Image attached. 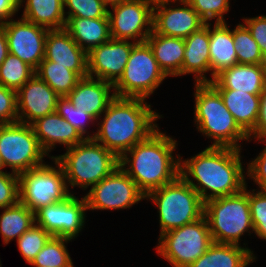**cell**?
<instances>
[{
	"instance_id": "obj_30",
	"label": "cell",
	"mask_w": 266,
	"mask_h": 267,
	"mask_svg": "<svg viewBox=\"0 0 266 267\" xmlns=\"http://www.w3.org/2000/svg\"><path fill=\"white\" fill-rule=\"evenodd\" d=\"M2 209L4 210L0 214V234L3 244H8L13 238L17 240L35 223V213L20 202Z\"/></svg>"
},
{
	"instance_id": "obj_32",
	"label": "cell",
	"mask_w": 266,
	"mask_h": 267,
	"mask_svg": "<svg viewBox=\"0 0 266 267\" xmlns=\"http://www.w3.org/2000/svg\"><path fill=\"white\" fill-rule=\"evenodd\" d=\"M71 240L65 237L52 236L30 265L39 267H73L72 259L65 246Z\"/></svg>"
},
{
	"instance_id": "obj_6",
	"label": "cell",
	"mask_w": 266,
	"mask_h": 267,
	"mask_svg": "<svg viewBox=\"0 0 266 267\" xmlns=\"http://www.w3.org/2000/svg\"><path fill=\"white\" fill-rule=\"evenodd\" d=\"M247 186L237 194L204 202V215L213 242L239 245L245 232L254 231Z\"/></svg>"
},
{
	"instance_id": "obj_24",
	"label": "cell",
	"mask_w": 266,
	"mask_h": 267,
	"mask_svg": "<svg viewBox=\"0 0 266 267\" xmlns=\"http://www.w3.org/2000/svg\"><path fill=\"white\" fill-rule=\"evenodd\" d=\"M64 29L86 53L111 39L109 18L66 17Z\"/></svg>"
},
{
	"instance_id": "obj_14",
	"label": "cell",
	"mask_w": 266,
	"mask_h": 267,
	"mask_svg": "<svg viewBox=\"0 0 266 267\" xmlns=\"http://www.w3.org/2000/svg\"><path fill=\"white\" fill-rule=\"evenodd\" d=\"M85 198L71 194L63 202L41 207L35 212V223L55 237L74 239L85 224Z\"/></svg>"
},
{
	"instance_id": "obj_15",
	"label": "cell",
	"mask_w": 266,
	"mask_h": 267,
	"mask_svg": "<svg viewBox=\"0 0 266 267\" xmlns=\"http://www.w3.org/2000/svg\"><path fill=\"white\" fill-rule=\"evenodd\" d=\"M2 26L7 37L8 52L36 70L45 58V40L49 30L22 17L17 21L10 19Z\"/></svg>"
},
{
	"instance_id": "obj_10",
	"label": "cell",
	"mask_w": 266,
	"mask_h": 267,
	"mask_svg": "<svg viewBox=\"0 0 266 267\" xmlns=\"http://www.w3.org/2000/svg\"><path fill=\"white\" fill-rule=\"evenodd\" d=\"M55 166H42L18 174L19 202L34 213L43 206L63 202L72 193L66 185L61 165L53 159Z\"/></svg>"
},
{
	"instance_id": "obj_22",
	"label": "cell",
	"mask_w": 266,
	"mask_h": 267,
	"mask_svg": "<svg viewBox=\"0 0 266 267\" xmlns=\"http://www.w3.org/2000/svg\"><path fill=\"white\" fill-rule=\"evenodd\" d=\"M31 125L47 156L57 143L65 145L68 149L86 138L57 112L38 118Z\"/></svg>"
},
{
	"instance_id": "obj_28",
	"label": "cell",
	"mask_w": 266,
	"mask_h": 267,
	"mask_svg": "<svg viewBox=\"0 0 266 267\" xmlns=\"http://www.w3.org/2000/svg\"><path fill=\"white\" fill-rule=\"evenodd\" d=\"M228 111L238 125L249 134L256 126L260 108V94L240 90H217Z\"/></svg>"
},
{
	"instance_id": "obj_2",
	"label": "cell",
	"mask_w": 266,
	"mask_h": 267,
	"mask_svg": "<svg viewBox=\"0 0 266 267\" xmlns=\"http://www.w3.org/2000/svg\"><path fill=\"white\" fill-rule=\"evenodd\" d=\"M99 128L93 138L119 159L137 143L146 140L159 127L155 124L159 115L142 98L115 96L103 113Z\"/></svg>"
},
{
	"instance_id": "obj_46",
	"label": "cell",
	"mask_w": 266,
	"mask_h": 267,
	"mask_svg": "<svg viewBox=\"0 0 266 267\" xmlns=\"http://www.w3.org/2000/svg\"><path fill=\"white\" fill-rule=\"evenodd\" d=\"M8 42L4 27L0 25V65L8 55Z\"/></svg>"
},
{
	"instance_id": "obj_1",
	"label": "cell",
	"mask_w": 266,
	"mask_h": 267,
	"mask_svg": "<svg viewBox=\"0 0 266 267\" xmlns=\"http://www.w3.org/2000/svg\"><path fill=\"white\" fill-rule=\"evenodd\" d=\"M240 151L232 147H206L190 159L183 161L180 158L179 175L196 190L204 202L237 194L248 184ZM208 190L210 193H207Z\"/></svg>"
},
{
	"instance_id": "obj_34",
	"label": "cell",
	"mask_w": 266,
	"mask_h": 267,
	"mask_svg": "<svg viewBox=\"0 0 266 267\" xmlns=\"http://www.w3.org/2000/svg\"><path fill=\"white\" fill-rule=\"evenodd\" d=\"M34 74L31 66L8 53L0 65V84L18 91Z\"/></svg>"
},
{
	"instance_id": "obj_9",
	"label": "cell",
	"mask_w": 266,
	"mask_h": 267,
	"mask_svg": "<svg viewBox=\"0 0 266 267\" xmlns=\"http://www.w3.org/2000/svg\"><path fill=\"white\" fill-rule=\"evenodd\" d=\"M158 241L157 253L173 267H187L202 256L213 243L205 215L159 235Z\"/></svg>"
},
{
	"instance_id": "obj_12",
	"label": "cell",
	"mask_w": 266,
	"mask_h": 267,
	"mask_svg": "<svg viewBox=\"0 0 266 267\" xmlns=\"http://www.w3.org/2000/svg\"><path fill=\"white\" fill-rule=\"evenodd\" d=\"M87 209H125L146 199L137 184L118 166L111 174L91 187L84 196Z\"/></svg>"
},
{
	"instance_id": "obj_16",
	"label": "cell",
	"mask_w": 266,
	"mask_h": 267,
	"mask_svg": "<svg viewBox=\"0 0 266 267\" xmlns=\"http://www.w3.org/2000/svg\"><path fill=\"white\" fill-rule=\"evenodd\" d=\"M135 44L111 38L91 49L87 53L88 76L114 84L122 75Z\"/></svg>"
},
{
	"instance_id": "obj_23",
	"label": "cell",
	"mask_w": 266,
	"mask_h": 267,
	"mask_svg": "<svg viewBox=\"0 0 266 267\" xmlns=\"http://www.w3.org/2000/svg\"><path fill=\"white\" fill-rule=\"evenodd\" d=\"M185 52L181 75L194 74L195 83L210 82L204 74L211 71L209 57V23L184 39Z\"/></svg>"
},
{
	"instance_id": "obj_37",
	"label": "cell",
	"mask_w": 266,
	"mask_h": 267,
	"mask_svg": "<svg viewBox=\"0 0 266 267\" xmlns=\"http://www.w3.org/2000/svg\"><path fill=\"white\" fill-rule=\"evenodd\" d=\"M56 112L63 117L66 121H68L72 126H74L80 134L85 137L84 135L87 132L85 129L87 126V122H94V118L87 114L84 110L77 108L74 104L69 101V99L64 96L60 97L57 101Z\"/></svg>"
},
{
	"instance_id": "obj_21",
	"label": "cell",
	"mask_w": 266,
	"mask_h": 267,
	"mask_svg": "<svg viewBox=\"0 0 266 267\" xmlns=\"http://www.w3.org/2000/svg\"><path fill=\"white\" fill-rule=\"evenodd\" d=\"M216 90H240L261 94L266 86V64H236L209 82Z\"/></svg>"
},
{
	"instance_id": "obj_33",
	"label": "cell",
	"mask_w": 266,
	"mask_h": 267,
	"mask_svg": "<svg viewBox=\"0 0 266 267\" xmlns=\"http://www.w3.org/2000/svg\"><path fill=\"white\" fill-rule=\"evenodd\" d=\"M233 41L238 64H266L260 47L245 24H238L233 30Z\"/></svg>"
},
{
	"instance_id": "obj_19",
	"label": "cell",
	"mask_w": 266,
	"mask_h": 267,
	"mask_svg": "<svg viewBox=\"0 0 266 267\" xmlns=\"http://www.w3.org/2000/svg\"><path fill=\"white\" fill-rule=\"evenodd\" d=\"M45 59L76 72L81 78L88 76L87 53L65 29L49 30L45 40Z\"/></svg>"
},
{
	"instance_id": "obj_27",
	"label": "cell",
	"mask_w": 266,
	"mask_h": 267,
	"mask_svg": "<svg viewBox=\"0 0 266 267\" xmlns=\"http://www.w3.org/2000/svg\"><path fill=\"white\" fill-rule=\"evenodd\" d=\"M255 258L247 247L213 242L202 256L187 267H247Z\"/></svg>"
},
{
	"instance_id": "obj_17",
	"label": "cell",
	"mask_w": 266,
	"mask_h": 267,
	"mask_svg": "<svg viewBox=\"0 0 266 267\" xmlns=\"http://www.w3.org/2000/svg\"><path fill=\"white\" fill-rule=\"evenodd\" d=\"M60 96L34 74L17 91L18 122L31 125L38 118L56 112Z\"/></svg>"
},
{
	"instance_id": "obj_35",
	"label": "cell",
	"mask_w": 266,
	"mask_h": 267,
	"mask_svg": "<svg viewBox=\"0 0 266 267\" xmlns=\"http://www.w3.org/2000/svg\"><path fill=\"white\" fill-rule=\"evenodd\" d=\"M52 235L43 227L34 223L16 241L17 246L27 263H31Z\"/></svg>"
},
{
	"instance_id": "obj_11",
	"label": "cell",
	"mask_w": 266,
	"mask_h": 267,
	"mask_svg": "<svg viewBox=\"0 0 266 267\" xmlns=\"http://www.w3.org/2000/svg\"><path fill=\"white\" fill-rule=\"evenodd\" d=\"M46 155L32 125L21 122L0 124V156L4 168L9 166L13 173L20 174L44 165Z\"/></svg>"
},
{
	"instance_id": "obj_42",
	"label": "cell",
	"mask_w": 266,
	"mask_h": 267,
	"mask_svg": "<svg viewBox=\"0 0 266 267\" xmlns=\"http://www.w3.org/2000/svg\"><path fill=\"white\" fill-rule=\"evenodd\" d=\"M260 142H265L266 144V140H261ZM247 165V176L256 182L260 191L266 192V145L263 151Z\"/></svg>"
},
{
	"instance_id": "obj_43",
	"label": "cell",
	"mask_w": 266,
	"mask_h": 267,
	"mask_svg": "<svg viewBox=\"0 0 266 267\" xmlns=\"http://www.w3.org/2000/svg\"><path fill=\"white\" fill-rule=\"evenodd\" d=\"M243 20L266 59V16L243 18Z\"/></svg>"
},
{
	"instance_id": "obj_13",
	"label": "cell",
	"mask_w": 266,
	"mask_h": 267,
	"mask_svg": "<svg viewBox=\"0 0 266 267\" xmlns=\"http://www.w3.org/2000/svg\"><path fill=\"white\" fill-rule=\"evenodd\" d=\"M111 7L113 10H108L111 38L145 42L153 31V7L143 0H124Z\"/></svg>"
},
{
	"instance_id": "obj_8",
	"label": "cell",
	"mask_w": 266,
	"mask_h": 267,
	"mask_svg": "<svg viewBox=\"0 0 266 267\" xmlns=\"http://www.w3.org/2000/svg\"><path fill=\"white\" fill-rule=\"evenodd\" d=\"M167 77L149 44L139 42L133 46L122 75L113 84V92L118 97L146 99Z\"/></svg>"
},
{
	"instance_id": "obj_44",
	"label": "cell",
	"mask_w": 266,
	"mask_h": 267,
	"mask_svg": "<svg viewBox=\"0 0 266 267\" xmlns=\"http://www.w3.org/2000/svg\"><path fill=\"white\" fill-rule=\"evenodd\" d=\"M248 135L250 141L252 138H257L258 141L261 139L266 140V86L260 94L258 121L255 128Z\"/></svg>"
},
{
	"instance_id": "obj_39",
	"label": "cell",
	"mask_w": 266,
	"mask_h": 267,
	"mask_svg": "<svg viewBox=\"0 0 266 267\" xmlns=\"http://www.w3.org/2000/svg\"><path fill=\"white\" fill-rule=\"evenodd\" d=\"M248 190L249 206L254 233L260 238L266 240V192Z\"/></svg>"
},
{
	"instance_id": "obj_18",
	"label": "cell",
	"mask_w": 266,
	"mask_h": 267,
	"mask_svg": "<svg viewBox=\"0 0 266 267\" xmlns=\"http://www.w3.org/2000/svg\"><path fill=\"white\" fill-rule=\"evenodd\" d=\"M177 3H181L183 7L172 8L170 2L153 7V31L155 33L185 39L205 25L186 0H177Z\"/></svg>"
},
{
	"instance_id": "obj_47",
	"label": "cell",
	"mask_w": 266,
	"mask_h": 267,
	"mask_svg": "<svg viewBox=\"0 0 266 267\" xmlns=\"http://www.w3.org/2000/svg\"><path fill=\"white\" fill-rule=\"evenodd\" d=\"M144 2H146L147 4H149L152 7L161 5V4H166V3H176L177 0H143Z\"/></svg>"
},
{
	"instance_id": "obj_20",
	"label": "cell",
	"mask_w": 266,
	"mask_h": 267,
	"mask_svg": "<svg viewBox=\"0 0 266 267\" xmlns=\"http://www.w3.org/2000/svg\"><path fill=\"white\" fill-rule=\"evenodd\" d=\"M111 89H114L112 83L86 76L78 81L66 97L75 107L84 110L98 120L115 97L114 92L111 93Z\"/></svg>"
},
{
	"instance_id": "obj_25",
	"label": "cell",
	"mask_w": 266,
	"mask_h": 267,
	"mask_svg": "<svg viewBox=\"0 0 266 267\" xmlns=\"http://www.w3.org/2000/svg\"><path fill=\"white\" fill-rule=\"evenodd\" d=\"M210 26L211 23H209V57L212 75L210 81H213L222 70L238 64V60L233 30L231 31L225 22L214 23L212 31Z\"/></svg>"
},
{
	"instance_id": "obj_49",
	"label": "cell",
	"mask_w": 266,
	"mask_h": 267,
	"mask_svg": "<svg viewBox=\"0 0 266 267\" xmlns=\"http://www.w3.org/2000/svg\"><path fill=\"white\" fill-rule=\"evenodd\" d=\"M3 169H4L3 162H2V159H1V156H0V171H2Z\"/></svg>"
},
{
	"instance_id": "obj_41",
	"label": "cell",
	"mask_w": 266,
	"mask_h": 267,
	"mask_svg": "<svg viewBox=\"0 0 266 267\" xmlns=\"http://www.w3.org/2000/svg\"><path fill=\"white\" fill-rule=\"evenodd\" d=\"M18 122L17 91L0 84V124Z\"/></svg>"
},
{
	"instance_id": "obj_3",
	"label": "cell",
	"mask_w": 266,
	"mask_h": 267,
	"mask_svg": "<svg viewBox=\"0 0 266 267\" xmlns=\"http://www.w3.org/2000/svg\"><path fill=\"white\" fill-rule=\"evenodd\" d=\"M176 142L157 129L119 159L122 169L145 195L179 176L180 155L177 159L173 156Z\"/></svg>"
},
{
	"instance_id": "obj_31",
	"label": "cell",
	"mask_w": 266,
	"mask_h": 267,
	"mask_svg": "<svg viewBox=\"0 0 266 267\" xmlns=\"http://www.w3.org/2000/svg\"><path fill=\"white\" fill-rule=\"evenodd\" d=\"M35 74L46 82L60 97L67 96L77 85L81 77L65 66L45 58L40 62Z\"/></svg>"
},
{
	"instance_id": "obj_38",
	"label": "cell",
	"mask_w": 266,
	"mask_h": 267,
	"mask_svg": "<svg viewBox=\"0 0 266 267\" xmlns=\"http://www.w3.org/2000/svg\"><path fill=\"white\" fill-rule=\"evenodd\" d=\"M205 22L216 19L215 23L225 22L224 14L229 11L230 0H186Z\"/></svg>"
},
{
	"instance_id": "obj_29",
	"label": "cell",
	"mask_w": 266,
	"mask_h": 267,
	"mask_svg": "<svg viewBox=\"0 0 266 267\" xmlns=\"http://www.w3.org/2000/svg\"><path fill=\"white\" fill-rule=\"evenodd\" d=\"M25 0L19 1V7ZM63 0H26L22 18L48 30L64 29Z\"/></svg>"
},
{
	"instance_id": "obj_5",
	"label": "cell",
	"mask_w": 266,
	"mask_h": 267,
	"mask_svg": "<svg viewBox=\"0 0 266 267\" xmlns=\"http://www.w3.org/2000/svg\"><path fill=\"white\" fill-rule=\"evenodd\" d=\"M49 158L55 159L63 168L67 188L69 184L84 190L93 187L120 166L119 158L93 138H85L68 148L63 155Z\"/></svg>"
},
{
	"instance_id": "obj_45",
	"label": "cell",
	"mask_w": 266,
	"mask_h": 267,
	"mask_svg": "<svg viewBox=\"0 0 266 267\" xmlns=\"http://www.w3.org/2000/svg\"><path fill=\"white\" fill-rule=\"evenodd\" d=\"M19 1L0 0V25L7 23L19 11Z\"/></svg>"
},
{
	"instance_id": "obj_4",
	"label": "cell",
	"mask_w": 266,
	"mask_h": 267,
	"mask_svg": "<svg viewBox=\"0 0 266 267\" xmlns=\"http://www.w3.org/2000/svg\"><path fill=\"white\" fill-rule=\"evenodd\" d=\"M194 95V122L198 131L214 140L211 146L241 150L239 142L250 141L224 105L220 93L209 82L195 83Z\"/></svg>"
},
{
	"instance_id": "obj_36",
	"label": "cell",
	"mask_w": 266,
	"mask_h": 267,
	"mask_svg": "<svg viewBox=\"0 0 266 267\" xmlns=\"http://www.w3.org/2000/svg\"><path fill=\"white\" fill-rule=\"evenodd\" d=\"M65 6L69 8L64 12L66 17L79 18H109L108 6L102 0H63Z\"/></svg>"
},
{
	"instance_id": "obj_40",
	"label": "cell",
	"mask_w": 266,
	"mask_h": 267,
	"mask_svg": "<svg viewBox=\"0 0 266 267\" xmlns=\"http://www.w3.org/2000/svg\"><path fill=\"white\" fill-rule=\"evenodd\" d=\"M19 202V178L16 173L0 171V208L11 207Z\"/></svg>"
},
{
	"instance_id": "obj_7",
	"label": "cell",
	"mask_w": 266,
	"mask_h": 267,
	"mask_svg": "<svg viewBox=\"0 0 266 267\" xmlns=\"http://www.w3.org/2000/svg\"><path fill=\"white\" fill-rule=\"evenodd\" d=\"M146 199L158 207L160 235L204 215V201L180 175L171 183L149 192Z\"/></svg>"
},
{
	"instance_id": "obj_48",
	"label": "cell",
	"mask_w": 266,
	"mask_h": 267,
	"mask_svg": "<svg viewBox=\"0 0 266 267\" xmlns=\"http://www.w3.org/2000/svg\"><path fill=\"white\" fill-rule=\"evenodd\" d=\"M107 6H113L115 4H118L119 2H122L124 0H102Z\"/></svg>"
},
{
	"instance_id": "obj_26",
	"label": "cell",
	"mask_w": 266,
	"mask_h": 267,
	"mask_svg": "<svg viewBox=\"0 0 266 267\" xmlns=\"http://www.w3.org/2000/svg\"><path fill=\"white\" fill-rule=\"evenodd\" d=\"M146 42L167 76H181L185 52L184 38L164 36L152 31Z\"/></svg>"
}]
</instances>
